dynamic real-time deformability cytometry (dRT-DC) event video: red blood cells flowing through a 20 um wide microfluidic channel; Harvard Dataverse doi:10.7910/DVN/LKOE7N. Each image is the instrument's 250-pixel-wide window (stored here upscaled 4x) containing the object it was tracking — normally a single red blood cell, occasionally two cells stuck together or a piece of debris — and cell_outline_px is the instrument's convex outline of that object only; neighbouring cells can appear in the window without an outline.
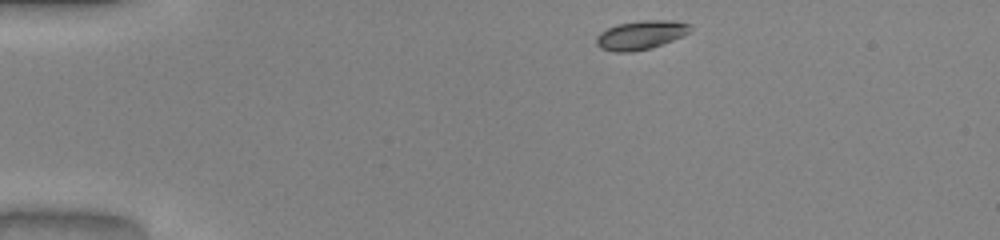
{"species": "common noctule bat (a hibernating species)", "species_latin": "Nyctalus noctula", "temperature_condition": "warm", "stored_images_in_passage": 42, "camera_frame_rate_fps": 3000, "um_per_image_px": 0.085, "animal": {"sex": "male", "body_mass_g": 20.0, "forearm_length_mm": 53.3}, "frame": {"image": 1, "passage_image": 1, "time_ms": 0.0, "image_size_px": [1000, 240], "cell_outline_px": [[692, 28], [684, 36], [652, 48], [632, 52], [612, 52], [600, 48], [596, 44], [596, 36], [600, 32], [616, 24], [644, 20], [672, 20], [692, 24]], "centroid_in_image_um": [54.47, 2.98], "position_along_channel_um": 30.5, "area_um2": 16.07}}
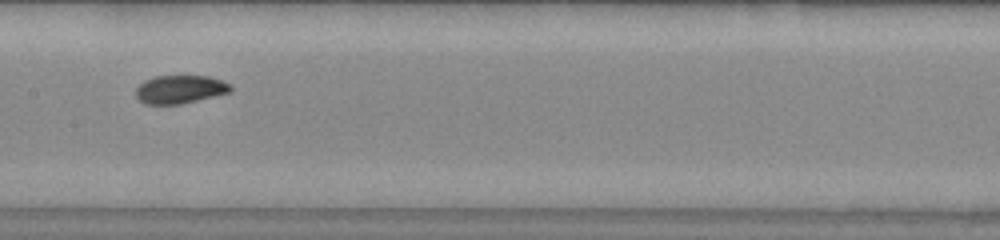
{"frame": {"image": 2, "passage_image": 18, "time_ms": 5.667, "image_size_px": [1000, 240], "cell_outline_px": [[232, 92], [180, 104], [144, 104], [136, 96], [136, 88], [144, 80], [156, 76], [208, 76], [220, 80], [228, 84], [232, 88]], "centroid_in_image_um": [15.29, 7.6], "position_along_channel_um": 192.1, "area_um2": 15.49}}
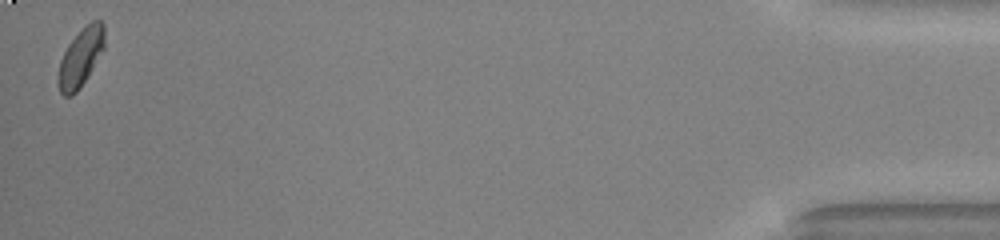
{"frame": {"image": 3, "passage_image": 42, "time_ms": 13.667, "image_size_px": [1000, 240], "cell_outline_px": [[104, 48], [80, 88], [72, 96], [64, 96], [60, 92], [56, 80], [60, 60], [68, 44], [92, 20], [100, 20], [104, 24]], "centroid_in_image_um": [6.83, 4.92], "position_along_channel_um": 428.4, "area_um2": 15.49}, "authors_computed_cell_mechanics": {"area_um2": 15.6927, "velocity_mm_per_s": 4.0375, "shape_relaxation_time_tau1_ms": 2.6076, "shape_relaxation_time_tau2_ms": null, "deformation_change_tau1": 0.1211, "deformation_change_tau2": null}}